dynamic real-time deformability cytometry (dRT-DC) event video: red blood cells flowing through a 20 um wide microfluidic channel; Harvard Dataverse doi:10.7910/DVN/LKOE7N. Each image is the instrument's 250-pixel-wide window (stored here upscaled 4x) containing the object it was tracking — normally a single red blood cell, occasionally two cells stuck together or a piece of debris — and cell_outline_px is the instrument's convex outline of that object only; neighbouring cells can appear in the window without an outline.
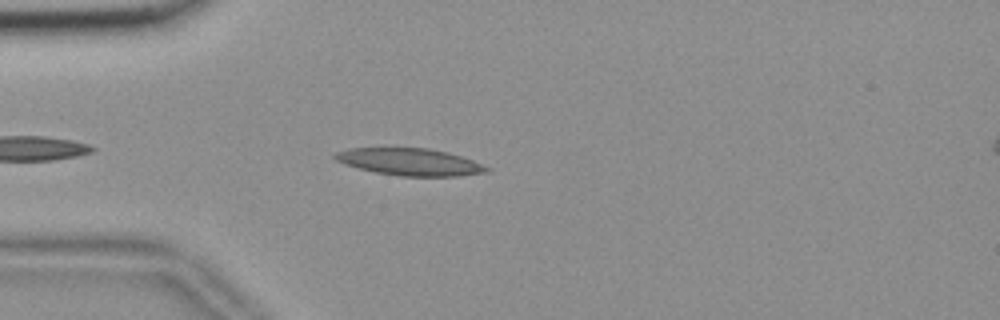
{"species": "common noctule bat (a hibernating species)", "species_latin": "Nyctalus noctula", "temperature_condition": "room temperature", "stored_images_in_passage": 30, "camera_frame_rate_fps": 3000, "um_per_image_px": 0.085, "animal": {"sex": "female", "body_mass_g": 18.4}, "frame": {"image": 1, "passage_image": 5, "time_ms": 1.333, "image_size_px": [1000, 320], "cell_outline_px": [[492, 168], [488, 172], [456, 176], [400, 176], [376, 172], [344, 164], [336, 160], [332, 156], [336, 152], [352, 148], [428, 148], [448, 152], [472, 160]], "centroid_in_image_um": [34.86, 13.76], "position_along_channel_um": 50.1, "area_um2": 23.81}}
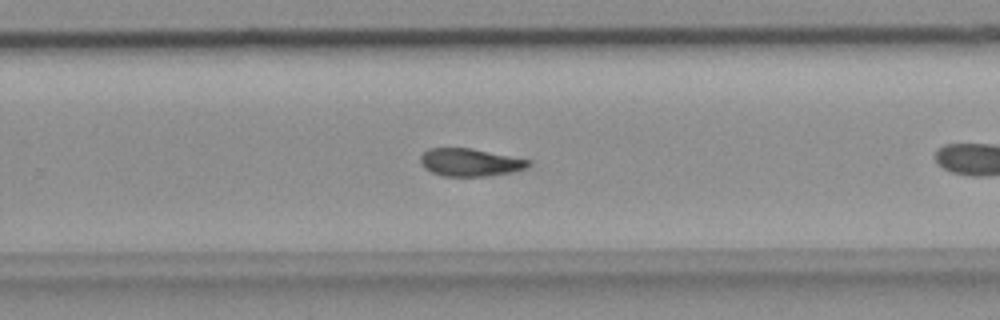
{"frame": {"image": 2, "passage_image": 22, "time_ms": 7.0, "image_size_px": [1000, 320], "cell_outline_px": [[528, 164], [524, 168], [512, 172], [488, 176], [444, 176], [432, 172], [424, 168], [420, 164], [420, 156], [428, 148], [468, 148], [528, 160]], "centroid_in_image_um": [39.85, 13.81], "position_along_channel_um": 289.9, "area_um2": 17.05}}